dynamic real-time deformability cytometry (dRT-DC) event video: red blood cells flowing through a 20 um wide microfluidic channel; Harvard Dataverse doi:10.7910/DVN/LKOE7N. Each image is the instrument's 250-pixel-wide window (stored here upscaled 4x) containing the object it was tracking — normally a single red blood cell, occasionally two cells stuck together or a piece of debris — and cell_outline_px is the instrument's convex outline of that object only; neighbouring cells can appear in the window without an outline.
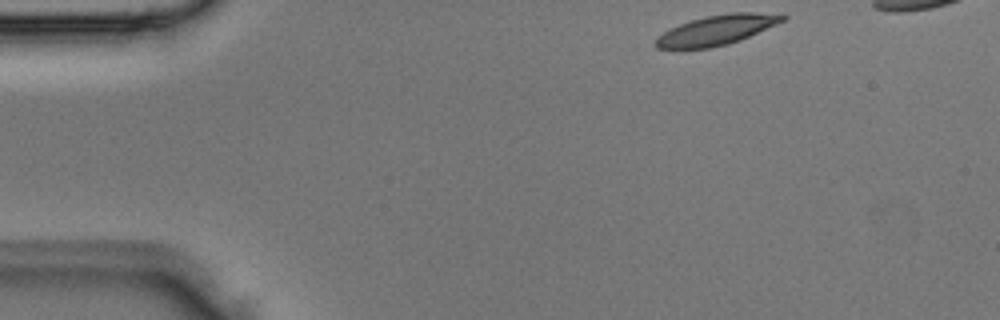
{"species": "Egyptian fruit bat (a non-hibernating species)", "species_latin": "Rousettus aegyptiacus", "temperature_condition": "room temperature", "stored_images_in_passage": 3, "camera_frame_rate_fps": 3000, "um_per_image_px": 0.085, "animal": {"sex": "male"}, "frame": {"image": 1, "passage_image": 1, "time_ms": 0.0, "image_size_px": [1000, 320], "cell_outline_px": [[788, 16], [784, 20], [776, 24], [740, 40], [728, 44], [708, 48], [656, 48], [652, 44], [656, 36], [680, 24], [692, 20], [708, 16], [728, 12], [784, 12]], "centroid_in_image_um": [60.97, 2.53], "position_along_channel_um": 24.0, "area_um2": 22.14}}